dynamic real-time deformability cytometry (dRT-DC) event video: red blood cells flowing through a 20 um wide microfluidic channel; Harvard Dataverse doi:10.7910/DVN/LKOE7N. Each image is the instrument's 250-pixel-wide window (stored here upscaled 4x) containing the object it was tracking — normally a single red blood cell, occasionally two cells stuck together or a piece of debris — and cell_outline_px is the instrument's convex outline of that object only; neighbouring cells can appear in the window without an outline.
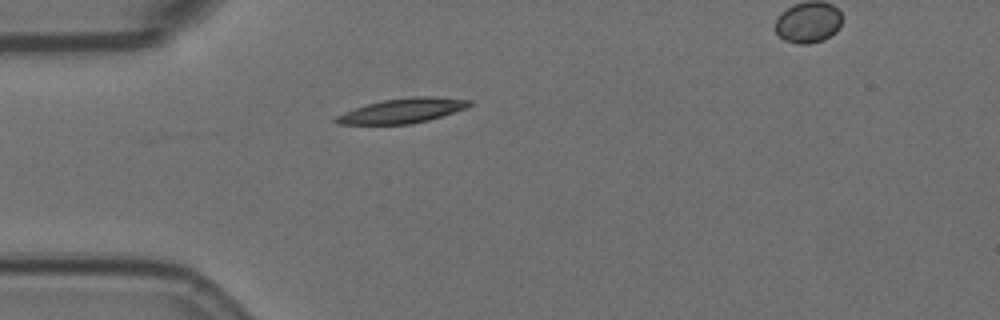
{"species": "Egyptian fruit bat (a non-hibernating species)", "species_latin": "Rousettus aegyptiacus", "temperature_condition": "room temperature", "stored_images_in_passage": 4, "segment_of_instrument_passage": [1, 2], "camera_frame_rate_fps": 3000, "um_per_image_px": 0.085, "animal": {"sex": "female"}, "frame": {"image": 1, "passage_image": 3, "time_ms": 0.667, "image_size_px": [1000, 320], "cell_outline_px": [[472, 104], [464, 108], [428, 120], [412, 124], [336, 124], [332, 120], [336, 116], [344, 112], [368, 104], [384, 100], [412, 96], [436, 96], [472, 100]], "centroid_in_image_um": [34.19, 9.4], "position_along_channel_um": 50.8, "area_um2": 19.02}}